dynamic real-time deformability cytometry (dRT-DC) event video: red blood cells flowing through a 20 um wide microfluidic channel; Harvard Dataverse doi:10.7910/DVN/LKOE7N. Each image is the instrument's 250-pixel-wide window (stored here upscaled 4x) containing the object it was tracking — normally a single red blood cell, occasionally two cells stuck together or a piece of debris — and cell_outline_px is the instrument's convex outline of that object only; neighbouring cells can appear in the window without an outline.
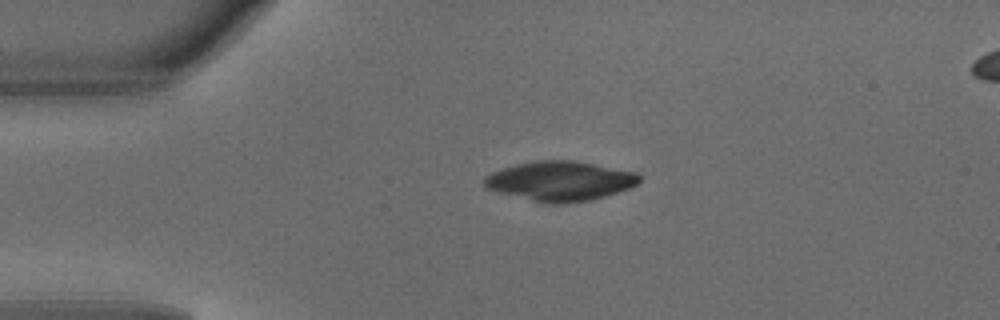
{"species": "common noctule bat (a hibernating species)", "species_latin": "Nyctalus noctula", "temperature_condition": "warm", "stored_images_in_passage": 5, "camera_frame_rate_fps": 3000, "um_per_image_px": 0.085, "animal": {"sex": "male", "body_mass_g": 18.8}, "frame": {"image": 1, "passage_image": 5, "time_ms": 1.333, "image_size_px": [1000, 320], "cell_outline_px": [[640, 180], [636, 184], [628, 188], [592, 200], [564, 204], [548, 204], [484, 188], [484, 176], [492, 172], [516, 164], [532, 160], [572, 160], [636, 172], [640, 176]], "centroid_in_image_um": [47.58, 15.38], "position_along_channel_um": 37.4, "area_um2": 35.6}}